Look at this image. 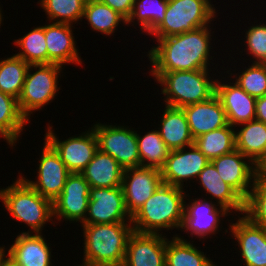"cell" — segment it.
Here are the masks:
<instances>
[{"mask_svg": "<svg viewBox=\"0 0 266 266\" xmlns=\"http://www.w3.org/2000/svg\"><path fill=\"white\" fill-rule=\"evenodd\" d=\"M167 7L168 0H134L126 25L134 27L136 24L141 34L150 35L164 20Z\"/></svg>", "mask_w": 266, "mask_h": 266, "instance_id": "f546056e", "label": "cell"}, {"mask_svg": "<svg viewBox=\"0 0 266 266\" xmlns=\"http://www.w3.org/2000/svg\"><path fill=\"white\" fill-rule=\"evenodd\" d=\"M222 74L216 76L215 95L221 101L228 124L236 127L239 124L255 120L256 98L250 96L234 80H227V74L225 77L222 76L223 80L222 78L220 80Z\"/></svg>", "mask_w": 266, "mask_h": 266, "instance_id": "e0dca14e", "label": "cell"}, {"mask_svg": "<svg viewBox=\"0 0 266 266\" xmlns=\"http://www.w3.org/2000/svg\"><path fill=\"white\" fill-rule=\"evenodd\" d=\"M211 25L188 31L179 35L155 40L157 44L147 53L150 72L193 71L213 69L210 55L214 37ZM212 47V48H211ZM210 67V68H209Z\"/></svg>", "mask_w": 266, "mask_h": 266, "instance_id": "6da1fadb", "label": "cell"}, {"mask_svg": "<svg viewBox=\"0 0 266 266\" xmlns=\"http://www.w3.org/2000/svg\"><path fill=\"white\" fill-rule=\"evenodd\" d=\"M196 181L199 183L198 188L201 186L206 193L204 196L208 195L207 199H211L218 206L225 207L231 213L233 212V216L244 215L245 200L229 184L223 181L211 161L199 173Z\"/></svg>", "mask_w": 266, "mask_h": 266, "instance_id": "7402d4cb", "label": "cell"}, {"mask_svg": "<svg viewBox=\"0 0 266 266\" xmlns=\"http://www.w3.org/2000/svg\"><path fill=\"white\" fill-rule=\"evenodd\" d=\"M72 28L75 29L73 25L65 23L47 22V25H44L48 64L55 63L61 66L78 64L82 66L83 60L78 52L80 49L76 45Z\"/></svg>", "mask_w": 266, "mask_h": 266, "instance_id": "ffe728a7", "label": "cell"}, {"mask_svg": "<svg viewBox=\"0 0 266 266\" xmlns=\"http://www.w3.org/2000/svg\"><path fill=\"white\" fill-rule=\"evenodd\" d=\"M46 131L44 139L58 153L70 173H81L98 150L97 137L92 127L63 140L56 135L50 121Z\"/></svg>", "mask_w": 266, "mask_h": 266, "instance_id": "30bf717a", "label": "cell"}, {"mask_svg": "<svg viewBox=\"0 0 266 266\" xmlns=\"http://www.w3.org/2000/svg\"><path fill=\"white\" fill-rule=\"evenodd\" d=\"M211 266H219L218 264H217V262L215 263V261L211 264Z\"/></svg>", "mask_w": 266, "mask_h": 266, "instance_id": "ee69618b", "label": "cell"}, {"mask_svg": "<svg viewBox=\"0 0 266 266\" xmlns=\"http://www.w3.org/2000/svg\"><path fill=\"white\" fill-rule=\"evenodd\" d=\"M251 64V65H249ZM229 69V70H228ZM224 72L227 75V79L231 78L250 96L255 98L266 95V64L261 63H248V67L245 66V70L242 67L241 72H231L232 68L228 67Z\"/></svg>", "mask_w": 266, "mask_h": 266, "instance_id": "d590c367", "label": "cell"}, {"mask_svg": "<svg viewBox=\"0 0 266 266\" xmlns=\"http://www.w3.org/2000/svg\"><path fill=\"white\" fill-rule=\"evenodd\" d=\"M0 200L9 216L30 227L20 233H42L48 222L58 223L53 217V202L40 195L20 175L7 188H0Z\"/></svg>", "mask_w": 266, "mask_h": 266, "instance_id": "5b68a950", "label": "cell"}, {"mask_svg": "<svg viewBox=\"0 0 266 266\" xmlns=\"http://www.w3.org/2000/svg\"><path fill=\"white\" fill-rule=\"evenodd\" d=\"M98 141V149L112 156L123 168L140 167L136 130L127 125L97 122L92 126Z\"/></svg>", "mask_w": 266, "mask_h": 266, "instance_id": "ba28073f", "label": "cell"}, {"mask_svg": "<svg viewBox=\"0 0 266 266\" xmlns=\"http://www.w3.org/2000/svg\"><path fill=\"white\" fill-rule=\"evenodd\" d=\"M161 115L157 129L170 150L181 149L194 144V138L182 108L165 105Z\"/></svg>", "mask_w": 266, "mask_h": 266, "instance_id": "cb8c5ba5", "label": "cell"}, {"mask_svg": "<svg viewBox=\"0 0 266 266\" xmlns=\"http://www.w3.org/2000/svg\"><path fill=\"white\" fill-rule=\"evenodd\" d=\"M162 183L150 198L132 215L134 232L163 234L164 230H180L187 191ZM162 231V232H161Z\"/></svg>", "mask_w": 266, "mask_h": 266, "instance_id": "7a4b0ae2", "label": "cell"}, {"mask_svg": "<svg viewBox=\"0 0 266 266\" xmlns=\"http://www.w3.org/2000/svg\"><path fill=\"white\" fill-rule=\"evenodd\" d=\"M133 232L122 266H165L167 235Z\"/></svg>", "mask_w": 266, "mask_h": 266, "instance_id": "d6986e66", "label": "cell"}, {"mask_svg": "<svg viewBox=\"0 0 266 266\" xmlns=\"http://www.w3.org/2000/svg\"><path fill=\"white\" fill-rule=\"evenodd\" d=\"M211 162L223 181L246 200L256 181L255 164L236 149Z\"/></svg>", "mask_w": 266, "mask_h": 266, "instance_id": "ac0fdd59", "label": "cell"}, {"mask_svg": "<svg viewBox=\"0 0 266 266\" xmlns=\"http://www.w3.org/2000/svg\"><path fill=\"white\" fill-rule=\"evenodd\" d=\"M255 120L266 124V95L256 98Z\"/></svg>", "mask_w": 266, "mask_h": 266, "instance_id": "ab89813d", "label": "cell"}, {"mask_svg": "<svg viewBox=\"0 0 266 266\" xmlns=\"http://www.w3.org/2000/svg\"><path fill=\"white\" fill-rule=\"evenodd\" d=\"M212 0H168L162 23L149 35L155 40L213 25L217 7ZM213 22V23H212Z\"/></svg>", "mask_w": 266, "mask_h": 266, "instance_id": "8992f818", "label": "cell"}, {"mask_svg": "<svg viewBox=\"0 0 266 266\" xmlns=\"http://www.w3.org/2000/svg\"><path fill=\"white\" fill-rule=\"evenodd\" d=\"M0 266H19L13 260H11L0 246Z\"/></svg>", "mask_w": 266, "mask_h": 266, "instance_id": "b9f144b4", "label": "cell"}, {"mask_svg": "<svg viewBox=\"0 0 266 266\" xmlns=\"http://www.w3.org/2000/svg\"><path fill=\"white\" fill-rule=\"evenodd\" d=\"M197 148L211 161L236 149L235 127H225L204 133L194 139Z\"/></svg>", "mask_w": 266, "mask_h": 266, "instance_id": "4dcf8cb0", "label": "cell"}, {"mask_svg": "<svg viewBox=\"0 0 266 266\" xmlns=\"http://www.w3.org/2000/svg\"><path fill=\"white\" fill-rule=\"evenodd\" d=\"M255 177L266 182V153L255 164Z\"/></svg>", "mask_w": 266, "mask_h": 266, "instance_id": "60d3db41", "label": "cell"}, {"mask_svg": "<svg viewBox=\"0 0 266 266\" xmlns=\"http://www.w3.org/2000/svg\"><path fill=\"white\" fill-rule=\"evenodd\" d=\"M90 185L81 173H70L64 189L53 201L54 221L82 224L89 205Z\"/></svg>", "mask_w": 266, "mask_h": 266, "instance_id": "9a60e30c", "label": "cell"}, {"mask_svg": "<svg viewBox=\"0 0 266 266\" xmlns=\"http://www.w3.org/2000/svg\"><path fill=\"white\" fill-rule=\"evenodd\" d=\"M209 159L195 144L181 149L170 150L162 167L161 176L164 184L188 188L191 181L196 182L199 173L209 163ZM190 179V180H189ZM184 182H186L184 184Z\"/></svg>", "mask_w": 266, "mask_h": 266, "instance_id": "5bb4252c", "label": "cell"}, {"mask_svg": "<svg viewBox=\"0 0 266 266\" xmlns=\"http://www.w3.org/2000/svg\"><path fill=\"white\" fill-rule=\"evenodd\" d=\"M246 216L252 223L266 230V182L256 180L245 200Z\"/></svg>", "mask_w": 266, "mask_h": 266, "instance_id": "74e56055", "label": "cell"}, {"mask_svg": "<svg viewBox=\"0 0 266 266\" xmlns=\"http://www.w3.org/2000/svg\"><path fill=\"white\" fill-rule=\"evenodd\" d=\"M124 169L109 154L99 149L81 172L91 188H115L122 186Z\"/></svg>", "mask_w": 266, "mask_h": 266, "instance_id": "d4e9b609", "label": "cell"}, {"mask_svg": "<svg viewBox=\"0 0 266 266\" xmlns=\"http://www.w3.org/2000/svg\"><path fill=\"white\" fill-rule=\"evenodd\" d=\"M263 20L260 21V23L251 24L248 29H245V35L243 38V42L241 43L246 47L245 49H241V54L246 52L247 57L252 60L250 62L252 63H261L266 64V22H263Z\"/></svg>", "mask_w": 266, "mask_h": 266, "instance_id": "8d00e7d4", "label": "cell"}, {"mask_svg": "<svg viewBox=\"0 0 266 266\" xmlns=\"http://www.w3.org/2000/svg\"><path fill=\"white\" fill-rule=\"evenodd\" d=\"M2 13H3V11H2L1 5H0V27H1L3 20H4V18H3L4 15Z\"/></svg>", "mask_w": 266, "mask_h": 266, "instance_id": "7bdbcfd3", "label": "cell"}, {"mask_svg": "<svg viewBox=\"0 0 266 266\" xmlns=\"http://www.w3.org/2000/svg\"><path fill=\"white\" fill-rule=\"evenodd\" d=\"M84 243L78 266H122L127 242L134 232L131 222L81 224Z\"/></svg>", "mask_w": 266, "mask_h": 266, "instance_id": "3957f363", "label": "cell"}, {"mask_svg": "<svg viewBox=\"0 0 266 266\" xmlns=\"http://www.w3.org/2000/svg\"><path fill=\"white\" fill-rule=\"evenodd\" d=\"M194 197L190 199L189 193L185 197L184 216L180 230L186 234L190 233L189 238L196 237L200 241L203 239L204 242V239L212 238L213 235L215 236L222 231L223 226L220 224L224 221L223 218L232 217L233 214L225 207L218 206L209 199L202 196L195 199Z\"/></svg>", "mask_w": 266, "mask_h": 266, "instance_id": "9c48e42d", "label": "cell"}, {"mask_svg": "<svg viewBox=\"0 0 266 266\" xmlns=\"http://www.w3.org/2000/svg\"><path fill=\"white\" fill-rule=\"evenodd\" d=\"M235 141L236 150L256 164L266 153V124L258 120L239 124L235 127Z\"/></svg>", "mask_w": 266, "mask_h": 266, "instance_id": "4316f807", "label": "cell"}, {"mask_svg": "<svg viewBox=\"0 0 266 266\" xmlns=\"http://www.w3.org/2000/svg\"><path fill=\"white\" fill-rule=\"evenodd\" d=\"M211 71L212 69L149 72V76H154V82L160 86L164 105L182 108L207 101L216 94V73L214 70L210 74Z\"/></svg>", "mask_w": 266, "mask_h": 266, "instance_id": "277c9868", "label": "cell"}, {"mask_svg": "<svg viewBox=\"0 0 266 266\" xmlns=\"http://www.w3.org/2000/svg\"><path fill=\"white\" fill-rule=\"evenodd\" d=\"M162 183L158 169L142 166L124 169L122 189L129 214L132 216Z\"/></svg>", "mask_w": 266, "mask_h": 266, "instance_id": "2e32d148", "label": "cell"}, {"mask_svg": "<svg viewBox=\"0 0 266 266\" xmlns=\"http://www.w3.org/2000/svg\"><path fill=\"white\" fill-rule=\"evenodd\" d=\"M29 122L22 115L18 105V99L0 91V137L4 142L15 148L19 143L20 135ZM18 141V142H17Z\"/></svg>", "mask_w": 266, "mask_h": 266, "instance_id": "83f0119b", "label": "cell"}, {"mask_svg": "<svg viewBox=\"0 0 266 266\" xmlns=\"http://www.w3.org/2000/svg\"><path fill=\"white\" fill-rule=\"evenodd\" d=\"M233 218L235 222H233ZM237 219V220H236ZM229 228L225 229L224 235L229 233L238 245L240 260L244 266H266V230L252 223L246 216L241 215L227 220ZM229 230V232H228Z\"/></svg>", "mask_w": 266, "mask_h": 266, "instance_id": "8fae6325", "label": "cell"}, {"mask_svg": "<svg viewBox=\"0 0 266 266\" xmlns=\"http://www.w3.org/2000/svg\"><path fill=\"white\" fill-rule=\"evenodd\" d=\"M184 236L173 235L166 240L165 266H211L213 261L201 248L193 244V240ZM170 239V240H169ZM192 240V241H191Z\"/></svg>", "mask_w": 266, "mask_h": 266, "instance_id": "484cf974", "label": "cell"}, {"mask_svg": "<svg viewBox=\"0 0 266 266\" xmlns=\"http://www.w3.org/2000/svg\"><path fill=\"white\" fill-rule=\"evenodd\" d=\"M37 164V179L31 180L20 173V176L40 195L52 202L64 189L66 179L70 172L60 159L58 153L45 140Z\"/></svg>", "mask_w": 266, "mask_h": 266, "instance_id": "7c38bea8", "label": "cell"}, {"mask_svg": "<svg viewBox=\"0 0 266 266\" xmlns=\"http://www.w3.org/2000/svg\"><path fill=\"white\" fill-rule=\"evenodd\" d=\"M43 26H37L15 39L12 44L19 48L15 55L22 58L29 65L48 64V51Z\"/></svg>", "mask_w": 266, "mask_h": 266, "instance_id": "d6a6232c", "label": "cell"}, {"mask_svg": "<svg viewBox=\"0 0 266 266\" xmlns=\"http://www.w3.org/2000/svg\"><path fill=\"white\" fill-rule=\"evenodd\" d=\"M136 130L137 145L142 167L155 168L161 170L165 164L170 149L160 136L159 131L151 129L144 135Z\"/></svg>", "mask_w": 266, "mask_h": 266, "instance_id": "1f68e13d", "label": "cell"}, {"mask_svg": "<svg viewBox=\"0 0 266 266\" xmlns=\"http://www.w3.org/2000/svg\"><path fill=\"white\" fill-rule=\"evenodd\" d=\"M89 205L82 224L131 222L122 186L90 188Z\"/></svg>", "mask_w": 266, "mask_h": 266, "instance_id": "4fadbf2b", "label": "cell"}, {"mask_svg": "<svg viewBox=\"0 0 266 266\" xmlns=\"http://www.w3.org/2000/svg\"><path fill=\"white\" fill-rule=\"evenodd\" d=\"M87 20L92 31L114 36L119 25L127 24L126 19L100 0H87L82 20Z\"/></svg>", "mask_w": 266, "mask_h": 266, "instance_id": "f1b7e54d", "label": "cell"}, {"mask_svg": "<svg viewBox=\"0 0 266 266\" xmlns=\"http://www.w3.org/2000/svg\"><path fill=\"white\" fill-rule=\"evenodd\" d=\"M87 0H39L47 21L73 25L82 22ZM48 15V16H47Z\"/></svg>", "mask_w": 266, "mask_h": 266, "instance_id": "e575fe53", "label": "cell"}, {"mask_svg": "<svg viewBox=\"0 0 266 266\" xmlns=\"http://www.w3.org/2000/svg\"><path fill=\"white\" fill-rule=\"evenodd\" d=\"M0 58V91L18 99L25 82L29 64L13 54Z\"/></svg>", "mask_w": 266, "mask_h": 266, "instance_id": "836d02e7", "label": "cell"}, {"mask_svg": "<svg viewBox=\"0 0 266 266\" xmlns=\"http://www.w3.org/2000/svg\"><path fill=\"white\" fill-rule=\"evenodd\" d=\"M63 67L59 64L29 65L22 92L18 98L20 112L30 123L31 114L50 105L61 90L58 79L63 77ZM35 70V71H34Z\"/></svg>", "mask_w": 266, "mask_h": 266, "instance_id": "52a82bcc", "label": "cell"}, {"mask_svg": "<svg viewBox=\"0 0 266 266\" xmlns=\"http://www.w3.org/2000/svg\"><path fill=\"white\" fill-rule=\"evenodd\" d=\"M4 253L19 266H54L52 248L43 233H19Z\"/></svg>", "mask_w": 266, "mask_h": 266, "instance_id": "44dd1931", "label": "cell"}, {"mask_svg": "<svg viewBox=\"0 0 266 266\" xmlns=\"http://www.w3.org/2000/svg\"><path fill=\"white\" fill-rule=\"evenodd\" d=\"M114 11L118 12L126 20L130 17L134 0H100Z\"/></svg>", "mask_w": 266, "mask_h": 266, "instance_id": "f35d334b", "label": "cell"}, {"mask_svg": "<svg viewBox=\"0 0 266 266\" xmlns=\"http://www.w3.org/2000/svg\"><path fill=\"white\" fill-rule=\"evenodd\" d=\"M182 109L194 139L228 125L225 110L216 95L207 101L186 105Z\"/></svg>", "mask_w": 266, "mask_h": 266, "instance_id": "603a6c76", "label": "cell"}]
</instances>
